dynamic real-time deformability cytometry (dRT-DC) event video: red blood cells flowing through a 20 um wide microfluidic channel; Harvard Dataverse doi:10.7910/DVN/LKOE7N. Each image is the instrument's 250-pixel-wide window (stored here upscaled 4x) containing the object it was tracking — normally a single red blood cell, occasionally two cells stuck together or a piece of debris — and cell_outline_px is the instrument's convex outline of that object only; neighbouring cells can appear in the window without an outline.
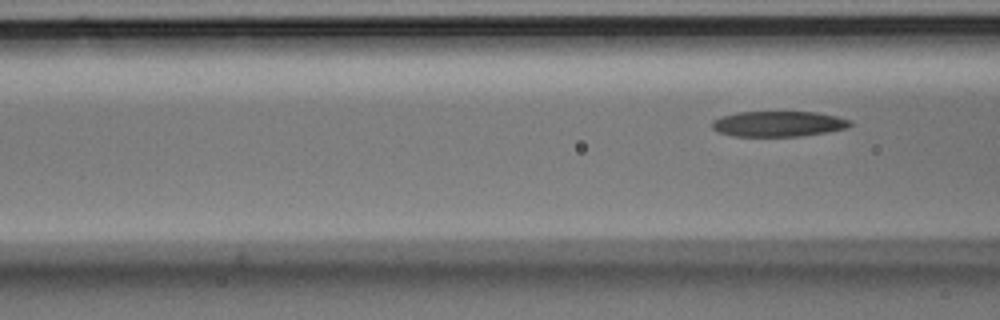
{"species": "Egyptian fruit bat (a non-hibernating species)", "species_latin": "Rousettus aegyptiacus", "temperature_condition": "room temperature", "stored_images_in_passage": 7, "segment_of_instrument_passage": [2, 2], "camera_frame_rate_fps": 3000, "um_per_image_px": 0.085, "animal": {"sex": "male"}, "frame": {"image": 1, "passage_image": 7, "time_ms": 2.0, "image_size_px": [1000, 320], "cell_outline_px": [[852, 124], [848, 128], [800, 136], [732, 136], [720, 132], [712, 128], [712, 120], [720, 116], [736, 112], [816, 112], [836, 116], [852, 120]], "centroid_in_image_um": [66.15, 10.52], "position_along_channel_um": 100.4, "area_um2": 20.52}}